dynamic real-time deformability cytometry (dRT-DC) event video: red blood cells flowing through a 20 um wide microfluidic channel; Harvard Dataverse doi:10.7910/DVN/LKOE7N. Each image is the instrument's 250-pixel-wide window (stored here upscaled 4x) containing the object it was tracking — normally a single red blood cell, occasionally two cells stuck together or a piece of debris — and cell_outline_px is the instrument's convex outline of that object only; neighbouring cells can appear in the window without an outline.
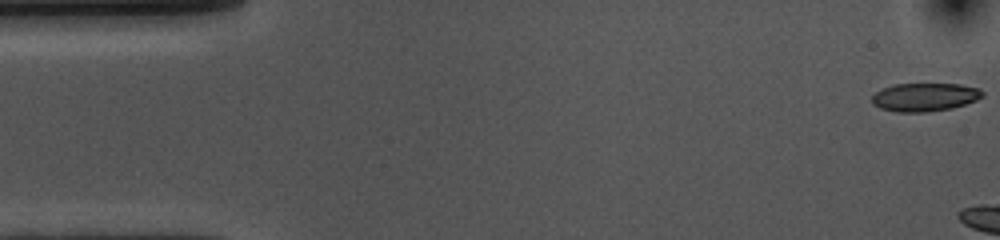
{"species": "common noctule bat (a hibernating species)", "species_latin": "Nyctalus noctula", "temperature_condition": "cold", "stored_images_in_passage": 5, "camera_frame_rate_fps": 3000, "um_per_image_px": 0.085, "animal": {"sex": "female", "body_mass_g": 10.0, "forearm_length_mm": 53.1}, "frame": {"image": 1, "passage_image": 1, "time_ms": 0.0, "image_size_px": [1000, 240], "cell_outline_px": [[984, 96], [976, 100], [952, 108], [928, 112], [896, 112], [880, 108], [872, 104], [872, 96], [876, 92], [884, 88], [896, 84], [960, 84], [980, 88], [984, 92]], "centroid_in_image_um": [78.62, 8.26], "position_along_channel_um": 6.4, "area_um2": 18.26}}